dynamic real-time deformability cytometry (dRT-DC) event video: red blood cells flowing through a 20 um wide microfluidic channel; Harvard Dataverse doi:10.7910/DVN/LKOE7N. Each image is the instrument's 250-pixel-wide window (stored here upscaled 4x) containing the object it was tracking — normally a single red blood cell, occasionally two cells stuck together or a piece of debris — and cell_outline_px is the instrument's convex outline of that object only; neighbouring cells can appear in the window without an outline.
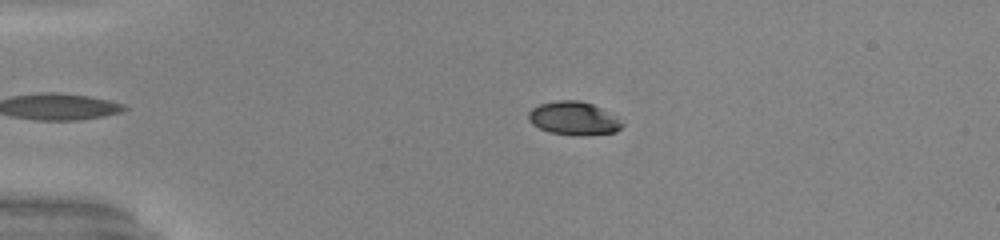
{"species": "common noctule bat (a hibernating species)", "species_latin": "Nyctalus noctula", "temperature_condition": "warm", "stored_images_in_passage": 43, "camera_frame_rate_fps": 3000, "um_per_image_px": 0.085, "animal": {"sex": "male", "body_mass_g": 20.0, "forearm_length_mm": 53.3}, "frame": {"image": 1, "passage_image": 3, "time_ms": 0.667, "image_size_px": [1000, 240], "cell_outline_px": [[624, 124], [616, 132], [580, 136], [572, 136], [548, 132], [532, 124], [528, 120], [528, 112], [532, 108], [540, 104], [556, 100], [580, 100], [592, 104], [600, 108]], "centroid_in_image_um": [48.7, 10.07], "position_along_channel_um": 36.3, "area_um2": 18.15}}
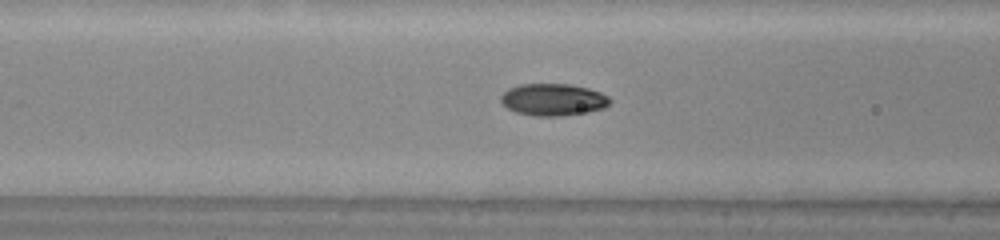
{"frame": {"image": 2, "passage_image": 13, "time_ms": 4.0, "image_size_px": [1000, 240], "cell_outline_px": [[612, 100], [604, 108], [588, 112], [560, 116], [532, 116], [516, 112], [508, 108], [500, 100], [500, 96], [508, 88], [520, 84], [568, 84], [588, 88], [600, 92], [608, 96]], "centroid_in_image_um": [47.01, 8.47], "position_along_channel_um": 119.6, "area_um2": 20.4}}
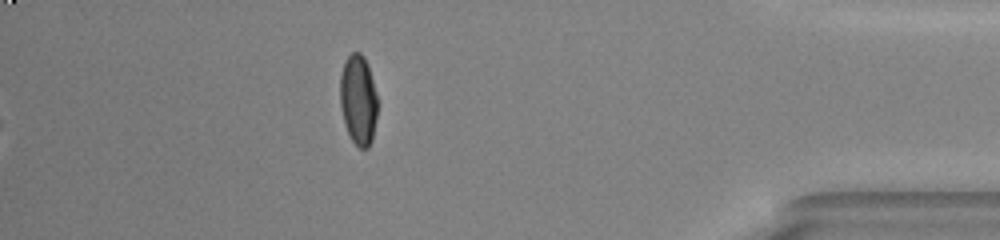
{"frame": {"image": 3, "passage_image": 37, "time_ms": 12.0, "image_size_px": [1000, 240], "cell_outline_px": [[376, 120], [372, 140], [368, 148], [360, 148], [352, 140], [344, 124], [340, 104], [340, 76], [344, 60], [352, 52], [360, 52], [364, 56], [368, 64], [376, 92]], "centroid_in_image_um": [30.44, 8.46], "position_along_channel_um": 404.8, "area_um2": 19.71}, "authors_computed_cell_mechanics": {"area_um2": 19.941, "velocity_mm_per_s": 4.0584, "shape_relaxation_time_tau1_ms": 4.3709, "shape_relaxation_time_tau2_ms": 1.0504, "deformation_change_tau1": 0.2109, "deformation_change_tau2": 0.0403}}